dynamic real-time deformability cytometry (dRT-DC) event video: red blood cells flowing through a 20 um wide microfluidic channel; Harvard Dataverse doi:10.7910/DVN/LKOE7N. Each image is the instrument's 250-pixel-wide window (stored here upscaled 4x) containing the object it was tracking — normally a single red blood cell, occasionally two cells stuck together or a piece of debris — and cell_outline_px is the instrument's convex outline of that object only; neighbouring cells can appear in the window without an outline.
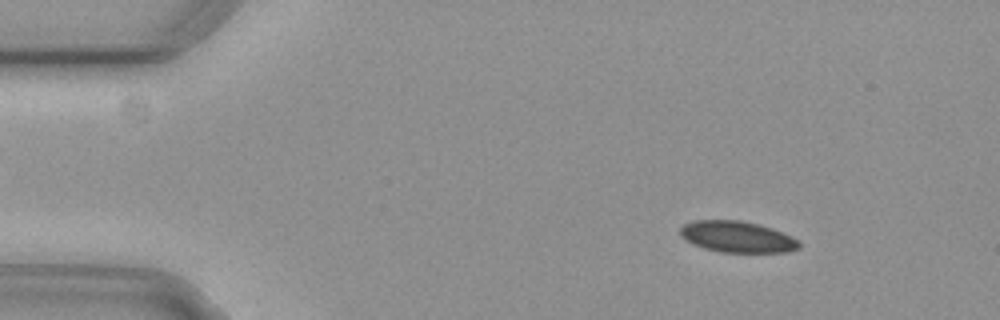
{"species": "common noctule bat (a hibernating species)", "species_latin": "Nyctalus noctula", "temperature_condition": "cold", "stored_images_in_passage": 55, "camera_frame_rate_fps": 3000, "um_per_image_px": 0.085, "animal": {"sex": "female", "body_mass_g": 29.2, "forearm_length_mm": 56.3}, "frame": {"image": 1, "passage_image": 7, "time_ms": 2.0, "image_size_px": [1000, 320], "cell_outline_px": [[800, 248], [788, 252], [720, 252], [704, 248], [692, 244], [684, 240], [680, 236], [680, 228], [684, 224], [696, 220], [740, 220], [772, 228], [792, 236], [800, 240]], "centroid_in_image_um": [62.66, 20.13], "position_along_channel_um": 22.3, "area_um2": 21.79}}
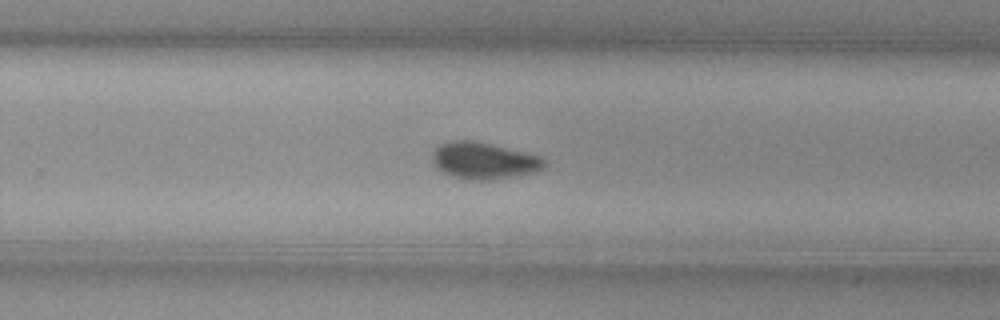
{"frame": {"image": 2, "passage_image": 35, "time_ms": 11.333, "image_size_px": [1000, 320], "cell_outline_px": [[548, 164], [544, 168], [536, 172], [488, 180], [464, 180], [448, 176], [440, 172], [432, 160], [432, 152], [440, 144], [452, 140], [472, 140], [524, 152], [540, 156], [548, 160]], "centroid_in_image_um": [41.11, 13.67], "position_along_channel_um": 288.7, "area_um2": 24.22}}
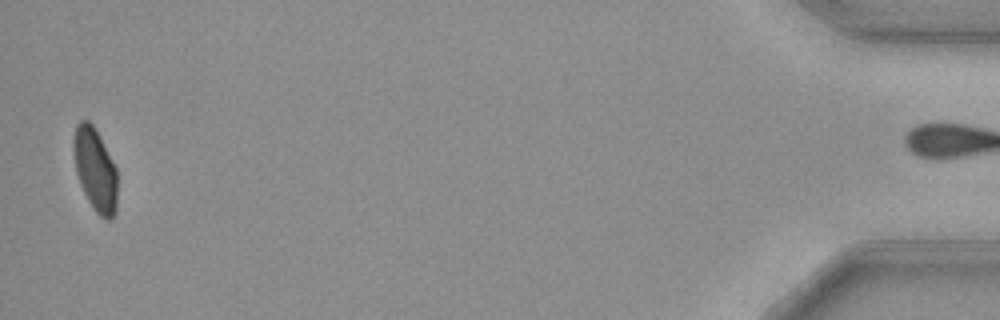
{"frame": {"image": 3, "passage_image": 54, "time_ms": 17.667, "image_size_px": [1000, 320], "cell_outline_px": [[116, 212], [112, 220], [104, 220], [96, 212], [88, 200], [80, 184], [76, 172], [72, 144], [76, 124], [80, 120], [88, 120], [92, 124], [116, 168]], "centroid_in_image_um": [8.07, 14.44], "position_along_channel_um": 427.1, "area_um2": 20.98}, "authors_computed_cell_mechanics": {"area_um2": 22.7732, "velocity_mm_per_s": 3.7094, "shape_relaxation_time_tau1_ms": 4.4526, "shape_relaxation_time_tau2_ms": null, "deformation_change_tau1": 0.0749, "deformation_change_tau2": null}}